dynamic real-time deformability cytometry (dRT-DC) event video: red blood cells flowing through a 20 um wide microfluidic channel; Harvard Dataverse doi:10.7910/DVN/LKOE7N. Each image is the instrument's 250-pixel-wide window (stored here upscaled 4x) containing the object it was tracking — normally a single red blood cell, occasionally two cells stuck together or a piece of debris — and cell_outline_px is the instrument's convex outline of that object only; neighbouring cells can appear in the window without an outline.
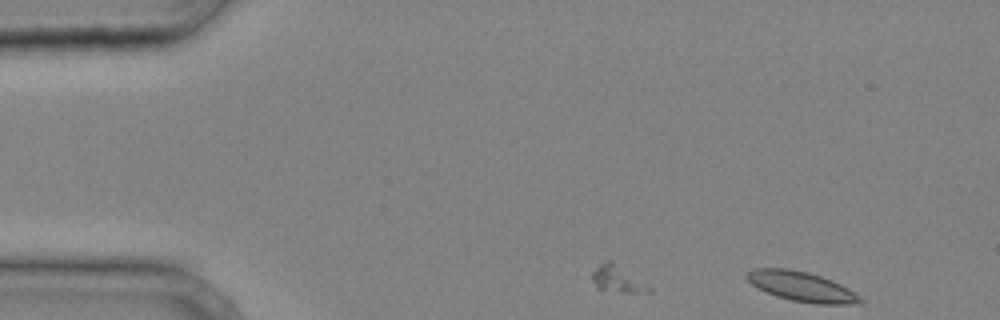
{"species": "common noctule bat (a hibernating species)", "species_latin": "Nyctalus noctula", "temperature_condition": "cold", "stored_images_in_passage": 38, "camera_frame_rate_fps": 3000, "um_per_image_px": 0.085, "animal": {"sex": "male", "body_mass_g": 20.4}, "frame": {"image": 1, "passage_image": 1, "time_ms": 0.0, "image_size_px": [1000, 320], "cell_outline_px": [[864, 300], [860, 304], [816, 304], [792, 300], [776, 296], [756, 288], [744, 276], [752, 268], [788, 268], [808, 272], [832, 280], [848, 288]], "centroid_in_image_um": [68.11, 24.35], "position_along_channel_um": 16.9, "area_um2": 19.71}}
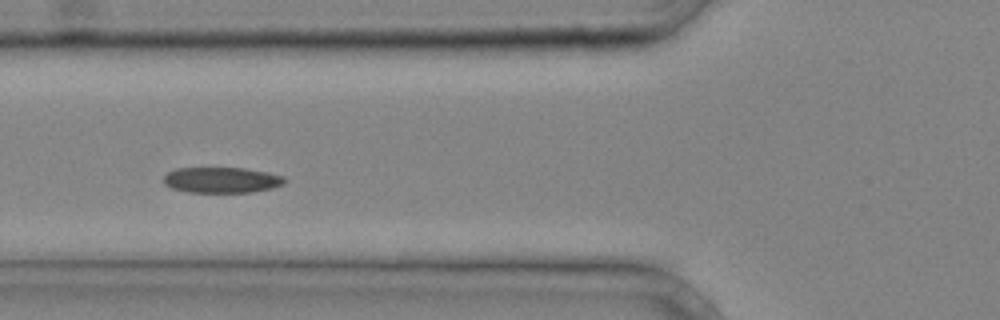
{"frame": {"image": 2, "passage_image": 13, "time_ms": 4.0, "image_size_px": [1000, 320], "cell_outline_px": [[288, 180], [284, 184], [272, 188], [252, 192], [188, 192], [172, 188], [164, 184], [164, 176], [168, 172], [176, 168], [244, 168], [268, 172], [284, 176]], "centroid_in_image_um": [18.87, 15.3], "position_along_channel_um": 106.9, "area_um2": 18.21}}
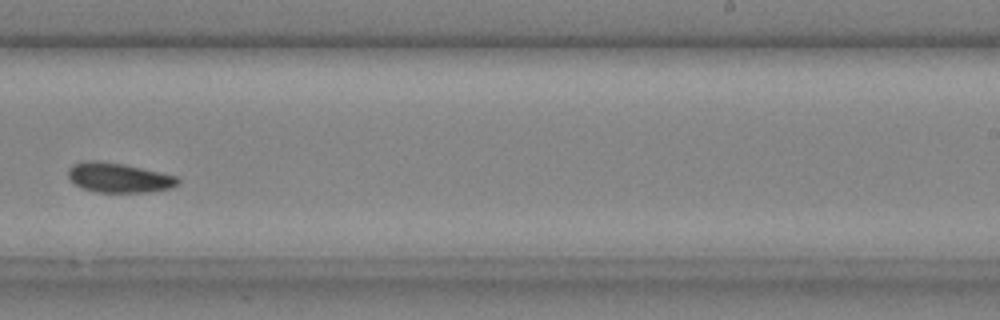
{"frame": {"image": 3, "passage_image": 24, "time_ms": 7.667, "image_size_px": [1000, 320], "cell_outline_px": [[180, 184], [172, 188], [148, 192], [96, 192], [84, 188], [76, 184], [68, 176], [68, 168], [72, 164], [84, 160], [96, 160], [120, 164], [140, 168], [176, 176], [180, 180]], "centroid_in_image_um": [10.09, 15.1], "position_along_channel_um": 278.9, "area_um2": 18.79}}